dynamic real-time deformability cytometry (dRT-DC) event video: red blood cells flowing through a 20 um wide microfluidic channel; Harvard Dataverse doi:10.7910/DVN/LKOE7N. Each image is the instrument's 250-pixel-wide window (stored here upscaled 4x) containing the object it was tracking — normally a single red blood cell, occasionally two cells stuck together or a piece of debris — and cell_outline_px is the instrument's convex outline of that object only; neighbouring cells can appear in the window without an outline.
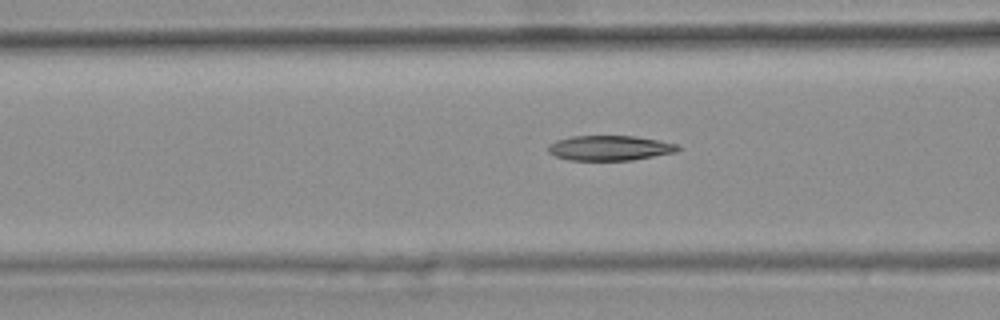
{"species": "common noctule bat (a hibernating species)", "species_latin": "Nyctalus noctula", "temperature_condition": "warm", "stored_images_in_passage": 48, "camera_frame_rate_fps": 3000, "um_per_image_px": 0.085, "animal": {"sex": "female", "body_mass_g": 25.1}, "frame": {"image": 1, "passage_image": 21, "time_ms": 6.667, "image_size_px": [1000, 320], "cell_outline_px": [[680, 148], [676, 152], [632, 160], [568, 160], [556, 156], [548, 152], [548, 144], [556, 140], [572, 136], [636, 136], [676, 144]], "centroid_in_image_um": [51.79, 12.58], "position_along_channel_um": 114.8, "area_um2": 18.79}, "authors_computed_cell_mechanics": {"area_um2": 19.3052, "velocity_mm_per_s": 3.7561, "shape_relaxation_time_tau1_ms": null, "shape_relaxation_time_tau2_ms": 6.7048, "deformation_change_tau1": null, "deformation_change_tau2": 0.1638}}